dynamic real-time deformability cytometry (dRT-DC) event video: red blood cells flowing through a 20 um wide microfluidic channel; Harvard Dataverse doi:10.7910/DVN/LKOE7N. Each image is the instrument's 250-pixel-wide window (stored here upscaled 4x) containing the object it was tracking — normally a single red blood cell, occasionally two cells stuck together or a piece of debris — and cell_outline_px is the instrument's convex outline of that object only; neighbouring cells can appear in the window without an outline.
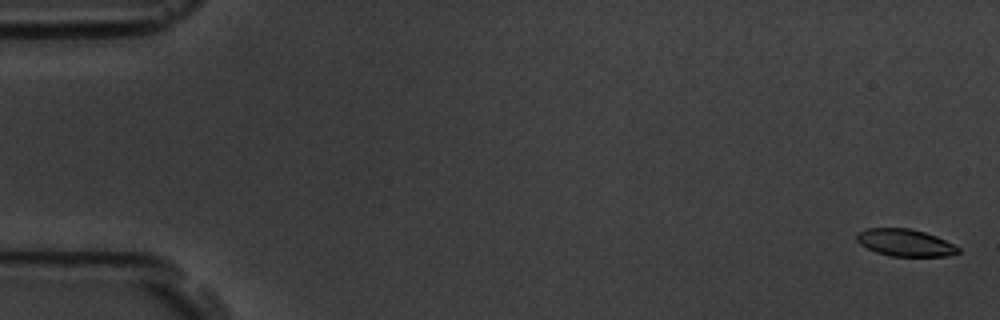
{"species": "common noctule bat (a hibernating species)", "species_latin": "Nyctalus noctula", "temperature_condition": "room temperature", "stored_images_in_passage": 6, "camera_frame_rate_fps": 3000, "um_per_image_px": 0.085, "animal": {"sex": "male", "body_mass_g": 19.5, "forearm_length_mm": 54.6}, "frame": {"image": 1, "passage_image": 1, "time_ms": 0.0, "image_size_px": [1000, 320], "cell_outline_px": [[960, 252], [948, 256], [892, 256], [876, 252], [860, 244], [856, 240], [856, 232], [864, 228], [908, 228], [924, 232], [936, 236], [960, 248]], "centroid_in_image_um": [76.9, 20.62], "position_along_channel_um": 8.1, "area_um2": 16.01}}
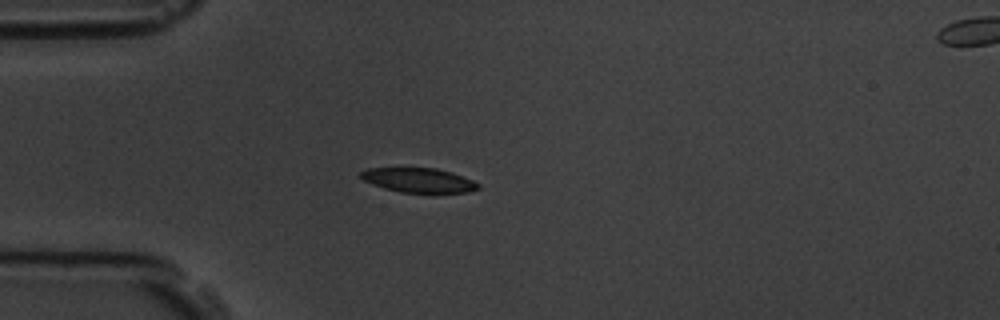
{"frame": {"image": 2, "passage_image": 5, "time_ms": 4.667, "image_size_px": [1000, 320], "cell_outline_px": [[480, 188], [468, 192], [400, 192], [384, 188], [372, 184], [364, 180], [360, 176], [360, 172], [368, 168], [436, 168], [452, 172], [472, 180], [480, 184]], "centroid_in_image_um": [35.59, 15.31], "position_along_channel_um": 49.4, "area_um2": 16.59}}